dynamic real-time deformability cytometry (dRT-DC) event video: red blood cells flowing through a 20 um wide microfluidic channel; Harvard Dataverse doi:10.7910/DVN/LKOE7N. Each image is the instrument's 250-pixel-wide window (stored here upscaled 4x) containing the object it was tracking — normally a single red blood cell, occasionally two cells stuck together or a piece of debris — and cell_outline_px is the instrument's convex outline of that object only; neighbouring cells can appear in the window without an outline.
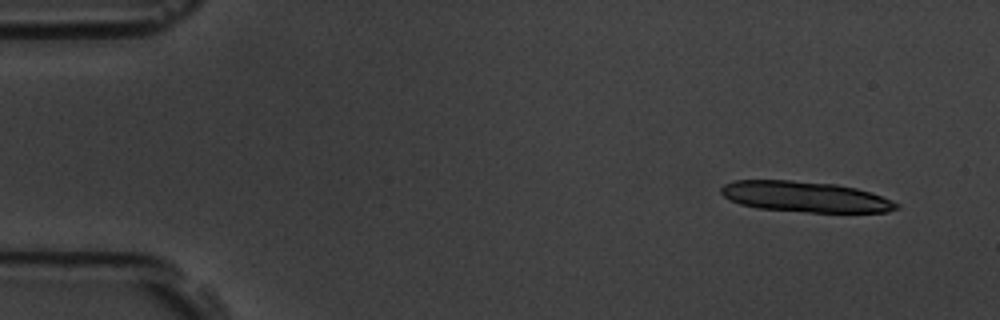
{"species": "common noctule bat (a hibernating species)", "species_latin": "Nyctalus noctula", "temperature_condition": "room temperature", "stored_images_in_passage": 14, "camera_frame_rate_fps": 3000, "um_per_image_px": 0.085, "animal": {"sex": "male", "body_mass_g": 19.5, "forearm_length_mm": 54.6}, "frame": {"image": 1, "passage_image": 4, "time_ms": 1.0, "image_size_px": [1000, 320], "cell_outline_px": [[900, 208], [888, 212], [808, 212], [756, 208], [740, 204], [728, 200], [720, 192], [720, 188], [724, 184], [732, 180], [792, 180], [836, 184], [856, 188], [892, 200], [900, 204]], "centroid_in_image_um": [68.41, 16.72], "position_along_channel_um": 16.6, "area_um2": 31.5}}